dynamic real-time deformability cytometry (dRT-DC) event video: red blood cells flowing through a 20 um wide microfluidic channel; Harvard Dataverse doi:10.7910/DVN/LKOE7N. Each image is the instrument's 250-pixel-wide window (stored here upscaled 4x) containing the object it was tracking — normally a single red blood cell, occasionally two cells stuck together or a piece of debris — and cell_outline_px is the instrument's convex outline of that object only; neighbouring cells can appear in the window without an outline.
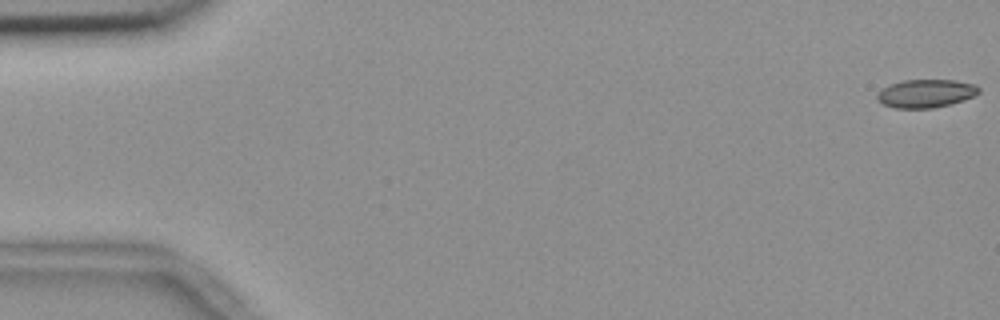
{"species": "common noctule bat (a hibernating species)", "species_latin": "Nyctalus noctula", "temperature_condition": "room temperature", "stored_images_in_passage": 56, "camera_frame_rate_fps": 3000, "um_per_image_px": 0.085, "animal": {"sex": "female", "body_mass_g": 18.4}, "frame": {"image": 1, "passage_image": 1, "time_ms": 0.0, "image_size_px": [1000, 320], "cell_outline_px": [[980, 92], [964, 100], [952, 104], [932, 108], [896, 108], [884, 104], [876, 96], [876, 92], [880, 88], [888, 84], [904, 80], [956, 80], [976, 84], [980, 88]], "centroid_in_image_um": [78.7, 7.93], "position_along_channel_um": 6.3, "area_um2": 16.88}}
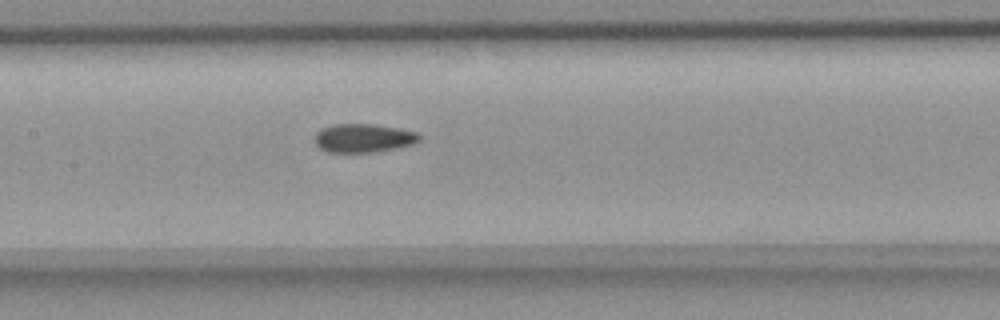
{"frame": {"image": 2, "passage_image": 27, "time_ms": 8.667, "image_size_px": [1000, 320], "cell_outline_px": [[420, 140], [412, 144], [372, 152], [328, 152], [320, 148], [316, 144], [316, 132], [320, 128], [336, 124], [372, 124], [400, 128], [416, 132], [420, 136]], "centroid_in_image_um": [30.87, 11.72], "position_along_channel_um": 176.5, "area_um2": 17.22}}
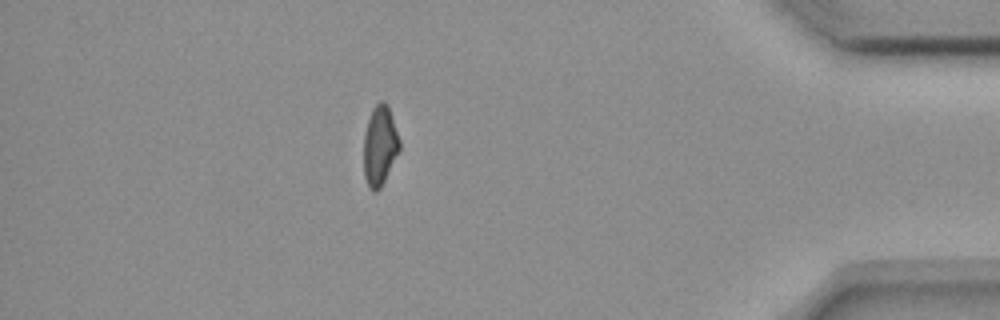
{"frame": {"image": 3, "passage_image": 49, "time_ms": 16.0, "image_size_px": [1000, 320], "cell_outline_px": [[400, 152], [380, 188], [376, 192], [372, 192], [368, 188], [364, 176], [364, 136], [368, 120], [372, 108], [380, 100], [384, 100], [388, 104], [400, 140]], "centroid_in_image_um": [32.29, 12.39], "position_along_channel_um": 402.9, "area_um2": 16.94}, "authors_computed_cell_mechanics": {"area_um2": 17.2244, "velocity_mm_per_s": 3.6802, "shape_relaxation_time_tau1_ms": 7.7709, "shape_relaxation_time_tau2_ms": 5.6892, "deformation_change_tau1": 0.1553, "deformation_change_tau2": 0.1142}}